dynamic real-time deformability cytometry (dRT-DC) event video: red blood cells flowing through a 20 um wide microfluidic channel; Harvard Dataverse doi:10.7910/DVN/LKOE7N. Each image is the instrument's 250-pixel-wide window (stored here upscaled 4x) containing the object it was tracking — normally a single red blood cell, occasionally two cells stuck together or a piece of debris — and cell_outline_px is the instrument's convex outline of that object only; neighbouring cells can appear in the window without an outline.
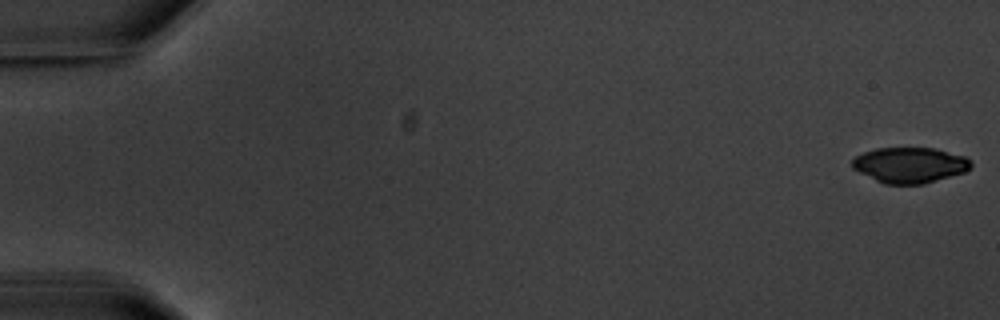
{"species": "common noctule bat (a hibernating species)", "species_latin": "Nyctalus noctula", "temperature_condition": "warm", "stored_images_in_passage": 5, "camera_frame_rate_fps": 3000, "um_per_image_px": 0.085, "animal": {"sex": "male", "body_mass_g": 20.1, "forearm_length_mm": 53.5}, "frame": {"image": 1, "passage_image": 1, "time_ms": 0.0, "image_size_px": [1000, 320], "cell_outline_px": [[972, 168], [964, 172], [924, 184], [884, 184], [852, 168], [852, 160], [856, 156], [864, 152], [876, 148], [936, 148], [964, 156], [972, 160]], "centroid_in_image_um": [77.36, 14.02], "position_along_channel_um": 7.6, "area_um2": 24.62}}